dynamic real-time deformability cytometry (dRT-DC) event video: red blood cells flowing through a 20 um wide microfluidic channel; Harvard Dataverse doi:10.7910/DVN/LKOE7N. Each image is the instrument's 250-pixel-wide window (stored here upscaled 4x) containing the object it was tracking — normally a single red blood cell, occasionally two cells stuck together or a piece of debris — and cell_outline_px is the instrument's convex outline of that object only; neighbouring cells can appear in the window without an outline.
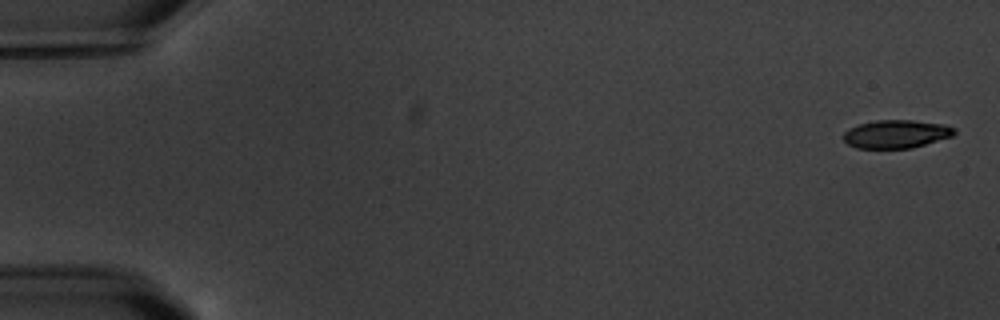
{"species": "common noctule bat (a hibernating species)", "species_latin": "Nyctalus noctula", "temperature_condition": "warm", "stored_images_in_passage": 5, "camera_frame_rate_fps": 3000, "um_per_image_px": 0.085, "animal": {"sex": "male", "body_mass_g": 20.1, "forearm_length_mm": 53.5}, "frame": {"image": 1, "passage_image": 1, "time_ms": 0.0, "image_size_px": [1000, 320], "cell_outline_px": [[956, 132], [952, 136], [912, 148], [856, 148], [848, 144], [840, 136], [848, 128], [860, 124], [876, 120], [912, 120], [944, 124], [956, 128]], "centroid_in_image_um": [76.16, 11.39], "position_along_channel_um": 8.8, "area_um2": 18.32}}
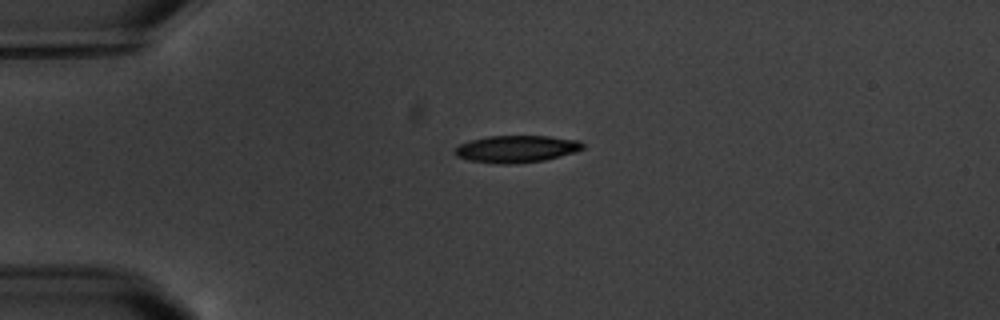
{"frame": {"image": 2, "passage_image": 4, "time_ms": 4.333, "image_size_px": [1000, 320], "cell_outline_px": [[584, 148], [576, 152], [544, 160], [516, 164], [500, 164], [468, 160], [456, 156], [452, 152], [460, 144], [472, 140], [488, 136], [548, 136], [580, 140], [584, 144]], "centroid_in_image_um": [43.91, 12.66], "position_along_channel_um": 41.1, "area_um2": 20.29}}